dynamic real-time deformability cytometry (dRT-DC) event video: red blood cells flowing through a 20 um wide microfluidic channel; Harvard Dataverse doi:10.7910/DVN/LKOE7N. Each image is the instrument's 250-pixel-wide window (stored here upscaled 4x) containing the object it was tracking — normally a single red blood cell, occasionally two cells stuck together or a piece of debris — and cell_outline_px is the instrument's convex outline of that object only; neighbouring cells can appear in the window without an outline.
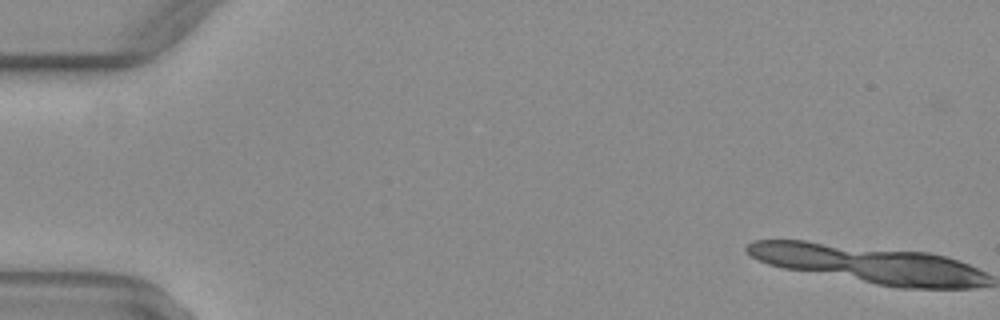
{"species": "common noctule bat (a hibernating species)", "species_latin": "Nyctalus noctula", "temperature_condition": "warm", "stored_images_in_passage": 4, "segment_of_instrument_passage": [2, 2], "camera_frame_rate_fps": 3000, "um_per_image_px": 0.085, "animal": {"sex": "female", "body_mass_g": 29.2, "forearm_length_mm": 56.3}, "frame": {"image": 1, "passage_image": 4, "time_ms": 1.0, "image_size_px": [1000, 320], "cell_outline_px": [[980, 284], [888, 284], [872, 280], [868, 276], [876, 256], [900, 252], [908, 252], [936, 256], [952, 260], [972, 268], [976, 272]], "centroid_in_image_um": [78.23, 22.96], "position_along_channel_um": 6.8, "area_um2": 20.23}}